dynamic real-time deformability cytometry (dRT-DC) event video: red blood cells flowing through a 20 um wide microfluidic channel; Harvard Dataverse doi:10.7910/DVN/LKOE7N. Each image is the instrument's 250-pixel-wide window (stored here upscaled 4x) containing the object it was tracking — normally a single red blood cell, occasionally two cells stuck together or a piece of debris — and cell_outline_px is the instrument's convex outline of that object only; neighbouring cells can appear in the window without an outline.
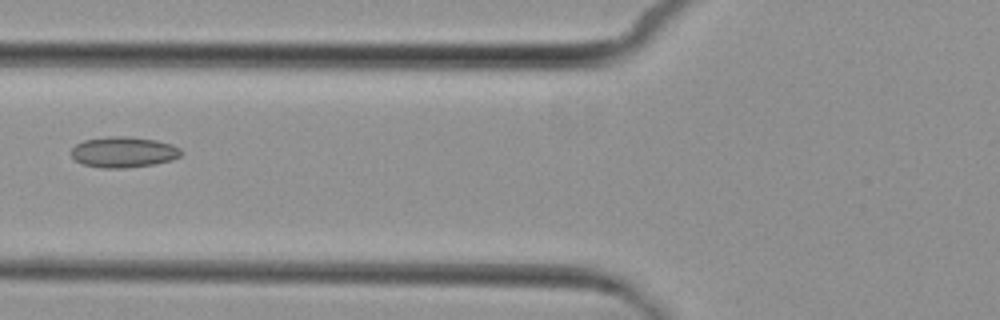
{"species": "common noctule bat (a hibernating species)", "species_latin": "Nyctalus noctula", "temperature_condition": "cold", "stored_images_in_passage": 6, "camera_frame_rate_fps": 3000, "um_per_image_px": 0.085, "animal": {"sex": "female", "body_mass_g": 29.2, "forearm_length_mm": 56.3}, "frame": {"image": 1, "passage_image": 6, "time_ms": 6.0, "image_size_px": [1000, 320], "cell_outline_px": [[184, 152], [180, 156], [172, 160], [152, 164], [124, 168], [100, 168], [84, 164], [76, 160], [72, 156], [72, 148], [76, 144], [84, 140], [108, 136], [128, 136], [156, 140], [172, 144], [180, 148]], "centroid_in_image_um": [10.52, 12.92], "position_along_channel_um": 115.3, "area_um2": 19.71}}